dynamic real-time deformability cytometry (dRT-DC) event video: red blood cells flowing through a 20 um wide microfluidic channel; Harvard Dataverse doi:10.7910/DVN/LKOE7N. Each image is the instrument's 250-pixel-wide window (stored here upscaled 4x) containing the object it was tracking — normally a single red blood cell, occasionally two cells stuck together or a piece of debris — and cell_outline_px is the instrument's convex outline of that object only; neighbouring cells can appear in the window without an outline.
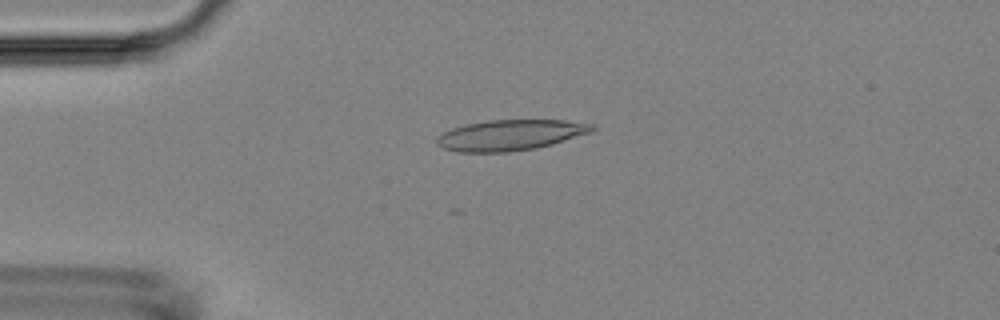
{"species": "Egyptian fruit bat (a non-hibernating species)", "species_latin": "Rousettus aegyptiacus", "temperature_condition": "room temperature", "stored_images_in_passage": 54, "camera_frame_rate_fps": 3000, "um_per_image_px": 0.085, "animal": {"sex": "female"}, "frame": {"image": 1, "passage_image": 13, "time_ms": 4.0, "image_size_px": [1000, 320], "cell_outline_px": [[596, 128], [592, 132], [552, 144], [536, 148], [508, 152], [460, 152], [444, 148], [436, 144], [436, 140], [444, 132], [452, 128], [468, 124], [488, 120], [564, 120], [592, 124]], "centroid_in_image_um": [43.4, 11.48], "position_along_channel_um": 41.6, "area_um2": 27.57}}
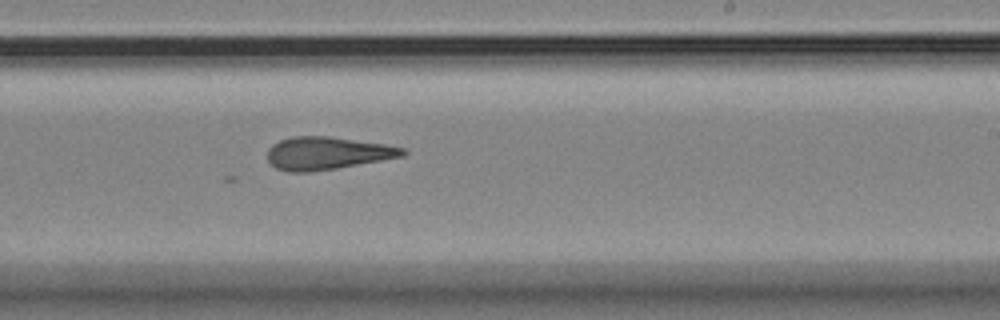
{"frame": {"image": 2, "passage_image": 33, "time_ms": 10.667, "image_size_px": [1000, 320], "cell_outline_px": [[408, 152], [404, 156], [336, 168], [308, 172], [288, 172], [276, 168], [268, 160], [268, 148], [272, 144], [280, 140], [292, 136], [328, 136], [384, 144], [404, 148]], "centroid_in_image_um": [27.79, 13.02], "position_along_channel_um": 261.2, "area_um2": 25.66}}
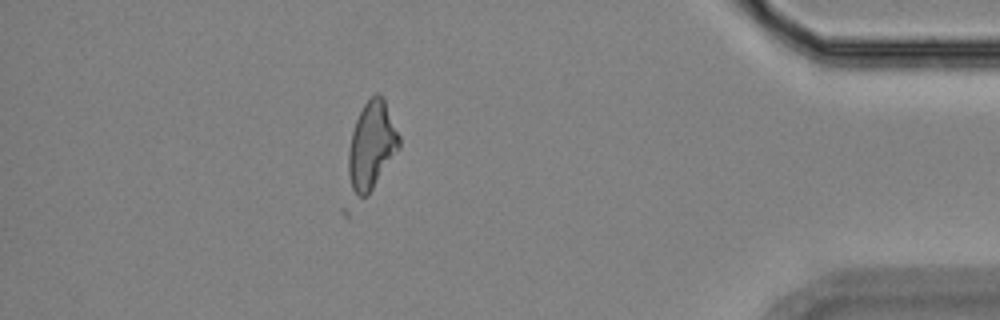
{"frame": {"image": 3, "passage_image": 48, "time_ms": 15.667, "image_size_px": [1000, 320], "cell_outline_px": [[400, 148], [368, 196], [356, 200], [352, 188], [348, 172], [348, 152], [352, 132], [356, 120], [364, 104], [376, 92], [380, 92], [384, 96], [400, 136]], "centroid_in_image_um": [31.61, 12.36], "position_along_channel_um": 403.6, "area_um2": 26.24}}